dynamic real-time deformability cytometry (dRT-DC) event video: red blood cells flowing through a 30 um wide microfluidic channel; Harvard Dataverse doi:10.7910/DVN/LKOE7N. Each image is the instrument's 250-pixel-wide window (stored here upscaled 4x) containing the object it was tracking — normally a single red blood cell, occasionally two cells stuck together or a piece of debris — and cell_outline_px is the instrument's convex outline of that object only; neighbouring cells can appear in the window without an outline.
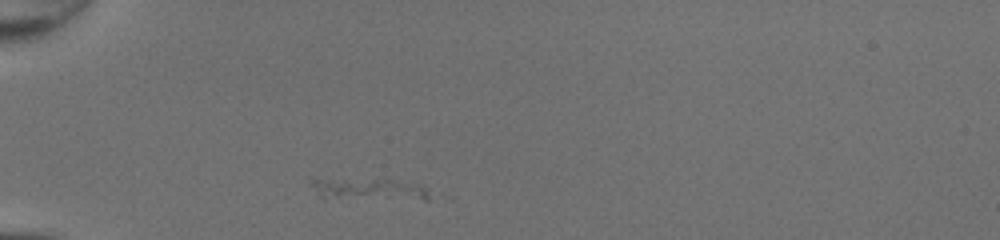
{"species": "common noctule bat (a hibernating species)", "species_latin": "Nyctalus noctula", "temperature_condition": "room temperature", "stored_images_in_passage": 21, "camera_frame_rate_fps": 3000, "um_per_image_px": 0.085, "animal": {"sex": "female", "body_mass_g": 20.0, "forearm_length_mm": 54.0}, "frame": {"image": 1, "passage_image": 1, "time_ms": 0.0, "image_size_px": [1000, 240], "cell_outline_px": [[428, 200], [324, 200], [308, 184], [312, 180], [412, 180], [424, 188], [428, 196]], "centroid_in_image_um": [31.37, 16.15], "position_along_channel_um": 53.6, "area_um2": 15.66}}
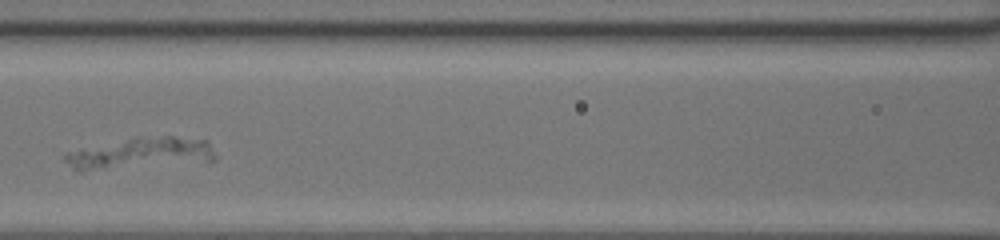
{"frame": {"image": 2, "passage_image": 10, "time_ms": 3.0, "image_size_px": [1000, 240], "cell_outline_px": [[216, 160], [212, 164], [80, 172], [76, 172], [64, 160], [64, 152], [136, 136], [172, 136], [208, 140], [216, 156]], "centroid_in_image_um": [12.03, 13.09], "position_along_channel_um": 154.6, "area_um2": 29.54}}
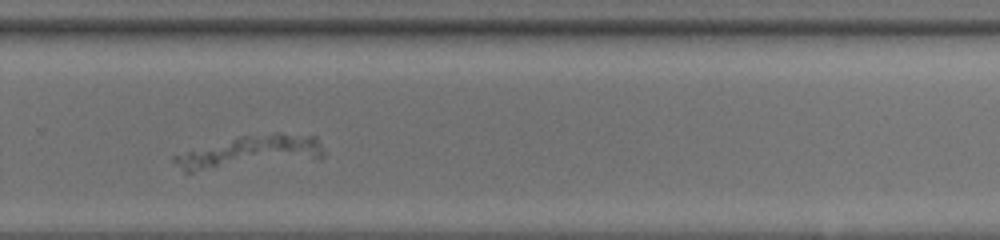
{"frame": {"image": 3, "passage_image": 21, "time_ms": 6.667, "image_size_px": [1000, 240], "cell_outline_px": [[324, 156], [320, 160], [192, 172], [184, 172], [172, 160], [172, 156], [240, 136], [276, 132], [280, 132], [316, 136], [324, 152]], "centroid_in_image_um": [21.4, 12.94], "position_along_channel_um": 308.4, "area_um2": 28.84}}